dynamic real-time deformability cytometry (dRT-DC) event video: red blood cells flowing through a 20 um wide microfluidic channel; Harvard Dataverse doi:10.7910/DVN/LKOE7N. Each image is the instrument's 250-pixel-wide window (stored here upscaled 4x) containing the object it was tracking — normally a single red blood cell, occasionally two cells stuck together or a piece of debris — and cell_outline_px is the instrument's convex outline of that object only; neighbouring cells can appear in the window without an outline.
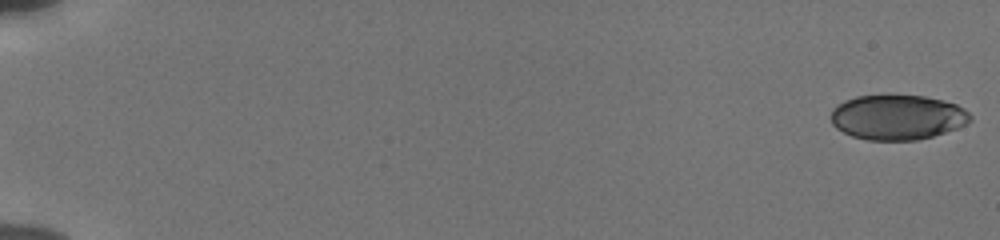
{"species": "human", "species_latin": "Homo sapiens", "temperature_condition": "cold", "stored_images_in_passage": 55, "camera_frame_rate_fps": 3000, "um_per_image_px": 0.085, "donor": {"sex": "male"}, "frame": {"image": 1, "passage_image": 1, "time_ms": 0.0, "image_size_px": [1000, 240], "cell_outline_px": [[972, 120], [956, 128], [932, 136], [916, 140], [868, 140], [852, 136], [836, 128], [832, 124], [832, 108], [836, 104], [844, 100], [856, 96], [924, 96], [944, 100], [956, 104], [964, 108], [972, 116]], "centroid_in_image_um": [76.27, 9.96], "position_along_channel_um": 8.7, "area_um2": 36.36}}
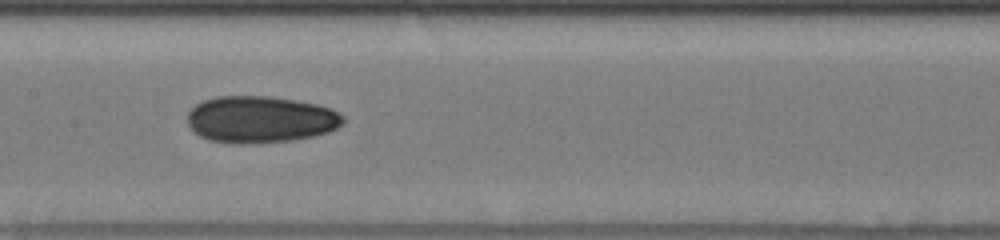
{"frame": {"image": 2, "passage_image": 30, "time_ms": 9.667, "image_size_px": [1000, 240], "cell_outline_px": [[344, 124], [328, 132], [316, 136], [292, 140], [240, 144], [232, 144], [208, 140], [192, 132], [188, 124], [188, 112], [196, 104], [204, 100], [216, 96], [268, 96], [296, 100], [316, 104], [332, 108], [340, 112], [344, 116]], "centroid_in_image_um": [22.14, 10.15], "position_along_channel_um": 185.3, "area_um2": 42.89}}
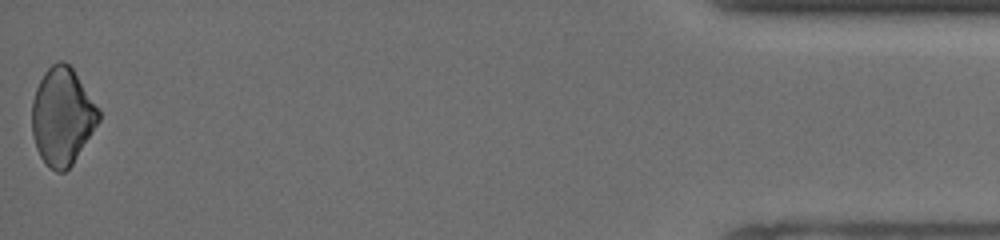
{"frame": {"image": 3, "passage_image": 55, "time_ms": 18.0, "image_size_px": [1000, 240], "cell_outline_px": [[100, 120], [72, 164], [64, 172], [56, 172], [48, 168], [44, 164], [36, 148], [32, 132], [32, 100], [36, 88], [44, 72], [52, 64], [60, 60], [64, 60], [72, 68], [100, 112]], "centroid_in_image_um": [5.26, 9.92], "position_along_channel_um": 429.9, "area_um2": 37.57}, "authors_computed_cell_mechanics": {"area_um2": 39.6508, "velocity_mm_per_s": 3.8636, "shape_relaxation_time_tau1_ms": null, "shape_relaxation_time_tau2_ms": 9.1798, "deformation_change_tau1": null, "deformation_change_tau2": 0.1276}}